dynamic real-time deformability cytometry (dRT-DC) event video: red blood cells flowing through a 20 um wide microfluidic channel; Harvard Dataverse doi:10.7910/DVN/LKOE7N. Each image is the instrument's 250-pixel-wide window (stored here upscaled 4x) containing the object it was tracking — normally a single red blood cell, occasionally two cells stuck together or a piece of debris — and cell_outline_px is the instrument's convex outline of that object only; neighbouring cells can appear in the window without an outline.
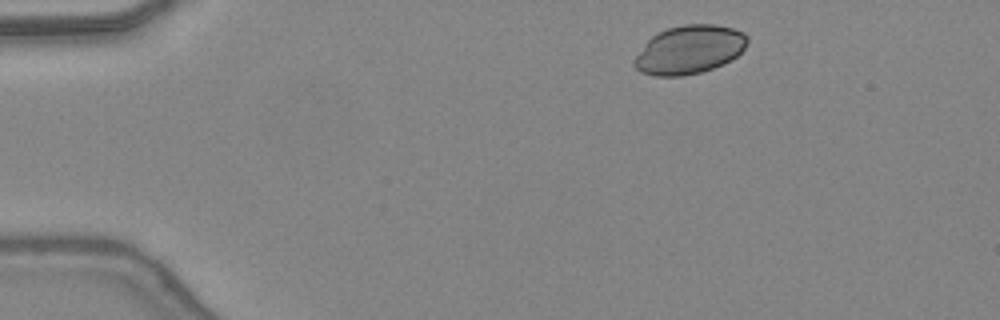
{"species": "common noctule bat (a hibernating species)", "species_latin": "Nyctalus noctula", "temperature_condition": "warm", "stored_images_in_passage": 20, "camera_frame_rate_fps": 3000, "um_per_image_px": 0.085, "animal": {"sex": "female", "body_mass_g": 24.6, "forearm_length_mm": 56.2}, "frame": {"image": 1, "passage_image": 3, "time_ms": 0.667, "image_size_px": [1000, 320], "cell_outline_px": [[748, 40], [744, 48], [732, 60], [724, 64], [700, 72], [680, 76], [656, 76], [640, 72], [632, 64], [632, 60], [644, 44], [652, 36], [668, 28], [684, 24], [716, 24], [732, 28], [744, 32], [748, 36]], "centroid_in_image_um": [58.59, 4.22], "position_along_channel_um": 26.4, "area_um2": 32.02}}